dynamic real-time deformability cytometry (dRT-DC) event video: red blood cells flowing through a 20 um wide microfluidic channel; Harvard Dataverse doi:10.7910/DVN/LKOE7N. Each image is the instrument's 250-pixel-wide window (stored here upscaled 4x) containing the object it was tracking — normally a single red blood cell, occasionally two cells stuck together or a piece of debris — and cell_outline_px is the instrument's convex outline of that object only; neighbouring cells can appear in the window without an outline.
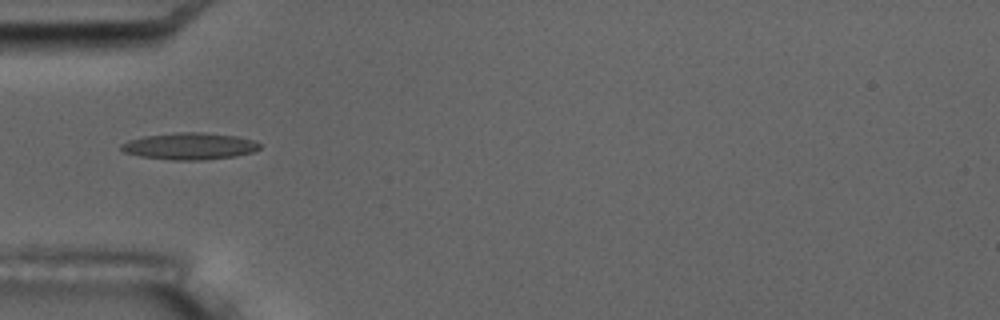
{"species": "common noctule bat (a hibernating species)", "species_latin": "Nyctalus noctula", "temperature_condition": "room temperature", "stored_images_in_passage": 17, "camera_frame_rate_fps": 3000, "um_per_image_px": 0.085, "animal": {"sex": "male", "body_mass_g": 17.5, "forearm_length_mm": 52.3}, "frame": {"image": 1, "passage_image": 6, "time_ms": 6.0, "image_size_px": [1000, 320], "cell_outline_px": [[260, 148], [252, 152], [236, 156], [204, 160], [172, 160], [140, 156], [124, 152], [120, 148], [120, 144], [128, 140], [144, 136], [176, 132], [204, 132], [236, 136], [252, 140], [260, 144]], "centroid_in_image_um": [16.1, 12.42], "position_along_channel_um": 68.9, "area_um2": 21.68}, "authors_computed_cell_mechanics": {"area_um2": 18.785, "velocity_mm_per_s": 3.4718, "shape_relaxation_time_tau1_ms": 5.4607, "shape_relaxation_time_tau2_ms": 2.5773, "deformation_change_tau1": 0.1617, "deformation_change_tau2": 0.1157}}